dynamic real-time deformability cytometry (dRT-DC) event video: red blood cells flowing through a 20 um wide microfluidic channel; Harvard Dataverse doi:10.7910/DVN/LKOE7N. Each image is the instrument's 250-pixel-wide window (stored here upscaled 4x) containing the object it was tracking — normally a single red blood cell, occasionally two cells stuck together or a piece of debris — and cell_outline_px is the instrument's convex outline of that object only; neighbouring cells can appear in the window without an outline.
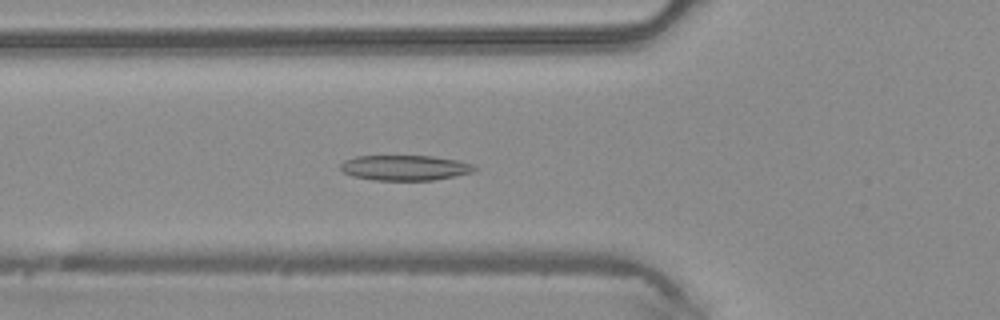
{"species": "common noctule bat (a hibernating species)", "species_latin": "Nyctalus noctula", "temperature_condition": "warm", "stored_images_in_passage": 37, "camera_frame_rate_fps": 3000, "um_per_image_px": 0.085, "animal": {"sex": "male", "body_mass_g": 20.4}, "frame": {"image": 1, "passage_image": 5, "time_ms": 1.333, "image_size_px": [1000, 320], "cell_outline_px": [[480, 168], [472, 172], [456, 176], [432, 180], [376, 180], [352, 176], [344, 172], [340, 168], [340, 164], [344, 160], [356, 156], [432, 156], [456, 160], [472, 164]], "centroid_in_image_um": [34.43, 14.26], "position_along_channel_um": 91.4, "area_um2": 19.71}}
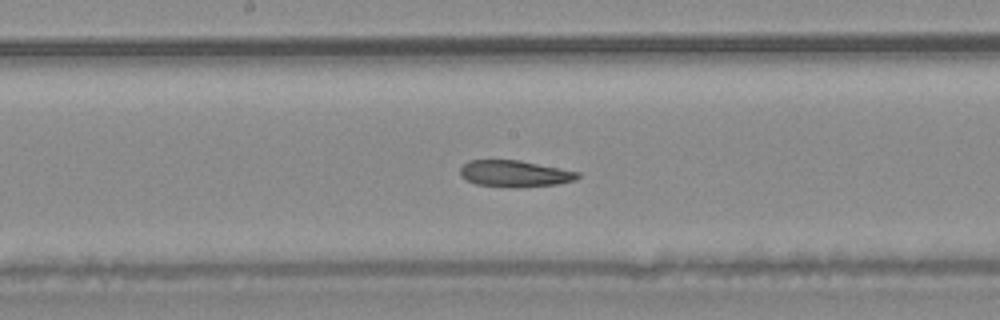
{"frame": {"image": 2, "passage_image": 13, "time_ms": 4.0, "image_size_px": [1000, 320], "cell_outline_px": [[580, 176], [576, 180], [556, 184], [524, 188], [508, 188], [476, 184], [460, 176], [460, 168], [468, 160], [520, 160], [580, 172]], "centroid_in_image_um": [43.76, 14.77], "position_along_channel_um": 204.4, "area_um2": 18.44}}
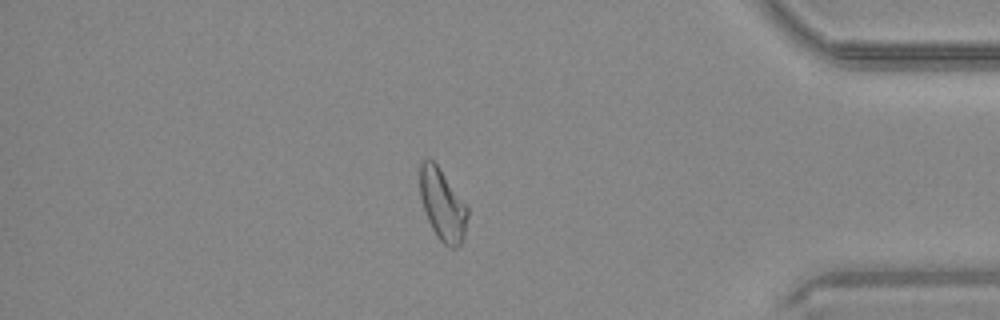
{"frame": {"image": 3, "passage_image": 29, "time_ms": 9.333, "image_size_px": [1000, 320], "cell_outline_px": [[468, 216], [464, 236], [460, 244], [456, 248], [448, 248], [436, 236], [428, 220], [420, 196], [420, 164], [424, 160], [432, 160], [436, 164], [468, 208]], "centroid_in_image_um": [37.61, 17.46], "position_along_channel_um": 397.6, "area_um2": 19.48}, "authors_computed_cell_mechanics": {"area_um2": 19.4786, "velocity_mm_per_s": 4.2333, "shape_relaxation_time_tau1_ms": 5.7784, "shape_relaxation_time_tau2_ms": 5.7548, "deformation_change_tau1": 0.157, "deformation_change_tau2": 0.1659}}